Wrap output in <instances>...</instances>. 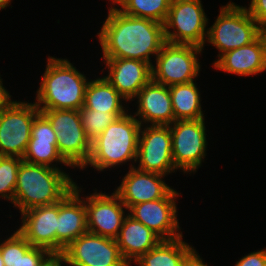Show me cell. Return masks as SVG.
<instances>
[{
	"label": "cell",
	"mask_w": 266,
	"mask_h": 266,
	"mask_svg": "<svg viewBox=\"0 0 266 266\" xmlns=\"http://www.w3.org/2000/svg\"><path fill=\"white\" fill-rule=\"evenodd\" d=\"M102 58H123L145 61L157 56L166 43L163 24L146 18L126 15L110 7L108 16L97 34Z\"/></svg>",
	"instance_id": "obj_1"
},
{
	"label": "cell",
	"mask_w": 266,
	"mask_h": 266,
	"mask_svg": "<svg viewBox=\"0 0 266 266\" xmlns=\"http://www.w3.org/2000/svg\"><path fill=\"white\" fill-rule=\"evenodd\" d=\"M75 185L74 180L59 168L21 161L13 200L20 212L60 202Z\"/></svg>",
	"instance_id": "obj_2"
},
{
	"label": "cell",
	"mask_w": 266,
	"mask_h": 266,
	"mask_svg": "<svg viewBox=\"0 0 266 266\" xmlns=\"http://www.w3.org/2000/svg\"><path fill=\"white\" fill-rule=\"evenodd\" d=\"M41 80L35 101L38 109L80 110L83 107L89 80L68 59L49 56Z\"/></svg>",
	"instance_id": "obj_3"
},
{
	"label": "cell",
	"mask_w": 266,
	"mask_h": 266,
	"mask_svg": "<svg viewBox=\"0 0 266 266\" xmlns=\"http://www.w3.org/2000/svg\"><path fill=\"white\" fill-rule=\"evenodd\" d=\"M141 123L128 112L111 123L94 141L85 166L97 171L115 168L132 160L136 162Z\"/></svg>",
	"instance_id": "obj_4"
},
{
	"label": "cell",
	"mask_w": 266,
	"mask_h": 266,
	"mask_svg": "<svg viewBox=\"0 0 266 266\" xmlns=\"http://www.w3.org/2000/svg\"><path fill=\"white\" fill-rule=\"evenodd\" d=\"M206 42L224 53L249 45L262 34V27L250 16L247 7L233 2L222 6L215 23L207 28Z\"/></svg>",
	"instance_id": "obj_5"
},
{
	"label": "cell",
	"mask_w": 266,
	"mask_h": 266,
	"mask_svg": "<svg viewBox=\"0 0 266 266\" xmlns=\"http://www.w3.org/2000/svg\"><path fill=\"white\" fill-rule=\"evenodd\" d=\"M39 110L55 131L59 154L71 167L83 169L90 156L91 142L83 128L79 110Z\"/></svg>",
	"instance_id": "obj_6"
},
{
	"label": "cell",
	"mask_w": 266,
	"mask_h": 266,
	"mask_svg": "<svg viewBox=\"0 0 266 266\" xmlns=\"http://www.w3.org/2000/svg\"><path fill=\"white\" fill-rule=\"evenodd\" d=\"M201 2V0L171 1L163 24L166 42L196 45L201 48L205 46L208 18Z\"/></svg>",
	"instance_id": "obj_7"
},
{
	"label": "cell",
	"mask_w": 266,
	"mask_h": 266,
	"mask_svg": "<svg viewBox=\"0 0 266 266\" xmlns=\"http://www.w3.org/2000/svg\"><path fill=\"white\" fill-rule=\"evenodd\" d=\"M203 48L190 44L166 42L151 66L152 80L165 86L189 83L199 76L198 54Z\"/></svg>",
	"instance_id": "obj_8"
},
{
	"label": "cell",
	"mask_w": 266,
	"mask_h": 266,
	"mask_svg": "<svg viewBox=\"0 0 266 266\" xmlns=\"http://www.w3.org/2000/svg\"><path fill=\"white\" fill-rule=\"evenodd\" d=\"M39 113L35 102L21 101H13L0 112V156L23 158Z\"/></svg>",
	"instance_id": "obj_9"
},
{
	"label": "cell",
	"mask_w": 266,
	"mask_h": 266,
	"mask_svg": "<svg viewBox=\"0 0 266 266\" xmlns=\"http://www.w3.org/2000/svg\"><path fill=\"white\" fill-rule=\"evenodd\" d=\"M170 127L172 158L176 169L195 173L207 155L205 118L175 120Z\"/></svg>",
	"instance_id": "obj_10"
},
{
	"label": "cell",
	"mask_w": 266,
	"mask_h": 266,
	"mask_svg": "<svg viewBox=\"0 0 266 266\" xmlns=\"http://www.w3.org/2000/svg\"><path fill=\"white\" fill-rule=\"evenodd\" d=\"M141 125L136 169L162 175L174 173L177 169L172 158V136L169 126ZM143 129V130H142Z\"/></svg>",
	"instance_id": "obj_11"
},
{
	"label": "cell",
	"mask_w": 266,
	"mask_h": 266,
	"mask_svg": "<svg viewBox=\"0 0 266 266\" xmlns=\"http://www.w3.org/2000/svg\"><path fill=\"white\" fill-rule=\"evenodd\" d=\"M62 256L69 266H129L116 239L86 232L67 246Z\"/></svg>",
	"instance_id": "obj_12"
},
{
	"label": "cell",
	"mask_w": 266,
	"mask_h": 266,
	"mask_svg": "<svg viewBox=\"0 0 266 266\" xmlns=\"http://www.w3.org/2000/svg\"><path fill=\"white\" fill-rule=\"evenodd\" d=\"M180 193L172 189L164 198L131 206L128 211L136 221L152 230L161 240L183 236L179 232L176 199Z\"/></svg>",
	"instance_id": "obj_13"
},
{
	"label": "cell",
	"mask_w": 266,
	"mask_h": 266,
	"mask_svg": "<svg viewBox=\"0 0 266 266\" xmlns=\"http://www.w3.org/2000/svg\"><path fill=\"white\" fill-rule=\"evenodd\" d=\"M84 202L88 232L116 239L127 216L125 211L128 210L119 196L115 192L108 195L95 191L87 196Z\"/></svg>",
	"instance_id": "obj_14"
},
{
	"label": "cell",
	"mask_w": 266,
	"mask_h": 266,
	"mask_svg": "<svg viewBox=\"0 0 266 266\" xmlns=\"http://www.w3.org/2000/svg\"><path fill=\"white\" fill-rule=\"evenodd\" d=\"M81 189L75 183L73 189L58 202L56 254H62L75 239L88 232L85 202L80 198Z\"/></svg>",
	"instance_id": "obj_15"
},
{
	"label": "cell",
	"mask_w": 266,
	"mask_h": 266,
	"mask_svg": "<svg viewBox=\"0 0 266 266\" xmlns=\"http://www.w3.org/2000/svg\"><path fill=\"white\" fill-rule=\"evenodd\" d=\"M165 175L144 172L131 163L128 173L114 191L129 209L135 204L164 198L172 188L163 180Z\"/></svg>",
	"instance_id": "obj_16"
},
{
	"label": "cell",
	"mask_w": 266,
	"mask_h": 266,
	"mask_svg": "<svg viewBox=\"0 0 266 266\" xmlns=\"http://www.w3.org/2000/svg\"><path fill=\"white\" fill-rule=\"evenodd\" d=\"M108 69L104 78L127 100L134 97L152 79L151 65L145 61L103 58Z\"/></svg>",
	"instance_id": "obj_17"
},
{
	"label": "cell",
	"mask_w": 266,
	"mask_h": 266,
	"mask_svg": "<svg viewBox=\"0 0 266 266\" xmlns=\"http://www.w3.org/2000/svg\"><path fill=\"white\" fill-rule=\"evenodd\" d=\"M22 225L17 231L35 247H42L56 254V228L58 202L38 206L21 213Z\"/></svg>",
	"instance_id": "obj_18"
},
{
	"label": "cell",
	"mask_w": 266,
	"mask_h": 266,
	"mask_svg": "<svg viewBox=\"0 0 266 266\" xmlns=\"http://www.w3.org/2000/svg\"><path fill=\"white\" fill-rule=\"evenodd\" d=\"M137 98L138 110L134 117L143 125L169 126L174 121V113L168 86L152 79L134 97Z\"/></svg>",
	"instance_id": "obj_19"
},
{
	"label": "cell",
	"mask_w": 266,
	"mask_h": 266,
	"mask_svg": "<svg viewBox=\"0 0 266 266\" xmlns=\"http://www.w3.org/2000/svg\"><path fill=\"white\" fill-rule=\"evenodd\" d=\"M22 160L52 168H58V166L52 164L54 162L71 167L59 154L55 131L49 120L41 112L32 123L31 138Z\"/></svg>",
	"instance_id": "obj_20"
},
{
	"label": "cell",
	"mask_w": 266,
	"mask_h": 266,
	"mask_svg": "<svg viewBox=\"0 0 266 266\" xmlns=\"http://www.w3.org/2000/svg\"><path fill=\"white\" fill-rule=\"evenodd\" d=\"M214 68L238 76L257 75L266 71V40L261 34L249 45L224 53L213 63Z\"/></svg>",
	"instance_id": "obj_21"
},
{
	"label": "cell",
	"mask_w": 266,
	"mask_h": 266,
	"mask_svg": "<svg viewBox=\"0 0 266 266\" xmlns=\"http://www.w3.org/2000/svg\"><path fill=\"white\" fill-rule=\"evenodd\" d=\"M116 241L124 260L131 266V263L154 248L161 239L144 224L127 214Z\"/></svg>",
	"instance_id": "obj_22"
},
{
	"label": "cell",
	"mask_w": 266,
	"mask_h": 266,
	"mask_svg": "<svg viewBox=\"0 0 266 266\" xmlns=\"http://www.w3.org/2000/svg\"><path fill=\"white\" fill-rule=\"evenodd\" d=\"M183 236L161 240L154 248L135 261L138 266H181L194 247L183 241Z\"/></svg>",
	"instance_id": "obj_23"
},
{
	"label": "cell",
	"mask_w": 266,
	"mask_h": 266,
	"mask_svg": "<svg viewBox=\"0 0 266 266\" xmlns=\"http://www.w3.org/2000/svg\"><path fill=\"white\" fill-rule=\"evenodd\" d=\"M122 101L127 102L104 77H98L89 81L82 108L98 112H128Z\"/></svg>",
	"instance_id": "obj_24"
},
{
	"label": "cell",
	"mask_w": 266,
	"mask_h": 266,
	"mask_svg": "<svg viewBox=\"0 0 266 266\" xmlns=\"http://www.w3.org/2000/svg\"><path fill=\"white\" fill-rule=\"evenodd\" d=\"M175 120L203 119L201 96L194 81L169 87Z\"/></svg>",
	"instance_id": "obj_25"
},
{
	"label": "cell",
	"mask_w": 266,
	"mask_h": 266,
	"mask_svg": "<svg viewBox=\"0 0 266 266\" xmlns=\"http://www.w3.org/2000/svg\"><path fill=\"white\" fill-rule=\"evenodd\" d=\"M172 0H112L121 6L122 13L134 17L146 18L164 24Z\"/></svg>",
	"instance_id": "obj_26"
},
{
	"label": "cell",
	"mask_w": 266,
	"mask_h": 266,
	"mask_svg": "<svg viewBox=\"0 0 266 266\" xmlns=\"http://www.w3.org/2000/svg\"><path fill=\"white\" fill-rule=\"evenodd\" d=\"M82 125L90 142L94 141L111 123L127 112H98L81 108Z\"/></svg>",
	"instance_id": "obj_27"
},
{
	"label": "cell",
	"mask_w": 266,
	"mask_h": 266,
	"mask_svg": "<svg viewBox=\"0 0 266 266\" xmlns=\"http://www.w3.org/2000/svg\"><path fill=\"white\" fill-rule=\"evenodd\" d=\"M22 158L0 156V196L13 203Z\"/></svg>",
	"instance_id": "obj_28"
},
{
	"label": "cell",
	"mask_w": 266,
	"mask_h": 266,
	"mask_svg": "<svg viewBox=\"0 0 266 266\" xmlns=\"http://www.w3.org/2000/svg\"><path fill=\"white\" fill-rule=\"evenodd\" d=\"M0 244L5 266H21L22 257L33 247L17 230Z\"/></svg>",
	"instance_id": "obj_29"
},
{
	"label": "cell",
	"mask_w": 266,
	"mask_h": 266,
	"mask_svg": "<svg viewBox=\"0 0 266 266\" xmlns=\"http://www.w3.org/2000/svg\"><path fill=\"white\" fill-rule=\"evenodd\" d=\"M52 253L42 247L33 246L23 257L21 266H41Z\"/></svg>",
	"instance_id": "obj_30"
},
{
	"label": "cell",
	"mask_w": 266,
	"mask_h": 266,
	"mask_svg": "<svg viewBox=\"0 0 266 266\" xmlns=\"http://www.w3.org/2000/svg\"><path fill=\"white\" fill-rule=\"evenodd\" d=\"M247 10L262 28L266 26V0H251Z\"/></svg>",
	"instance_id": "obj_31"
},
{
	"label": "cell",
	"mask_w": 266,
	"mask_h": 266,
	"mask_svg": "<svg viewBox=\"0 0 266 266\" xmlns=\"http://www.w3.org/2000/svg\"><path fill=\"white\" fill-rule=\"evenodd\" d=\"M235 266H266V248L245 255L236 262Z\"/></svg>",
	"instance_id": "obj_32"
},
{
	"label": "cell",
	"mask_w": 266,
	"mask_h": 266,
	"mask_svg": "<svg viewBox=\"0 0 266 266\" xmlns=\"http://www.w3.org/2000/svg\"><path fill=\"white\" fill-rule=\"evenodd\" d=\"M196 249H194L183 261L181 266H208L204 263L200 255H198Z\"/></svg>",
	"instance_id": "obj_33"
},
{
	"label": "cell",
	"mask_w": 266,
	"mask_h": 266,
	"mask_svg": "<svg viewBox=\"0 0 266 266\" xmlns=\"http://www.w3.org/2000/svg\"><path fill=\"white\" fill-rule=\"evenodd\" d=\"M13 101L11 100V95L3 87V81L0 77V112L7 108Z\"/></svg>",
	"instance_id": "obj_34"
},
{
	"label": "cell",
	"mask_w": 266,
	"mask_h": 266,
	"mask_svg": "<svg viewBox=\"0 0 266 266\" xmlns=\"http://www.w3.org/2000/svg\"><path fill=\"white\" fill-rule=\"evenodd\" d=\"M64 263L62 254H52L41 266H62Z\"/></svg>",
	"instance_id": "obj_35"
},
{
	"label": "cell",
	"mask_w": 266,
	"mask_h": 266,
	"mask_svg": "<svg viewBox=\"0 0 266 266\" xmlns=\"http://www.w3.org/2000/svg\"><path fill=\"white\" fill-rule=\"evenodd\" d=\"M11 0H0V10L10 5Z\"/></svg>",
	"instance_id": "obj_36"
},
{
	"label": "cell",
	"mask_w": 266,
	"mask_h": 266,
	"mask_svg": "<svg viewBox=\"0 0 266 266\" xmlns=\"http://www.w3.org/2000/svg\"><path fill=\"white\" fill-rule=\"evenodd\" d=\"M262 34L264 35L265 40H266V26L262 28Z\"/></svg>",
	"instance_id": "obj_37"
},
{
	"label": "cell",
	"mask_w": 266,
	"mask_h": 266,
	"mask_svg": "<svg viewBox=\"0 0 266 266\" xmlns=\"http://www.w3.org/2000/svg\"><path fill=\"white\" fill-rule=\"evenodd\" d=\"M0 266H5V265H4V261H3V259H2V256H1V252H0Z\"/></svg>",
	"instance_id": "obj_38"
}]
</instances>
